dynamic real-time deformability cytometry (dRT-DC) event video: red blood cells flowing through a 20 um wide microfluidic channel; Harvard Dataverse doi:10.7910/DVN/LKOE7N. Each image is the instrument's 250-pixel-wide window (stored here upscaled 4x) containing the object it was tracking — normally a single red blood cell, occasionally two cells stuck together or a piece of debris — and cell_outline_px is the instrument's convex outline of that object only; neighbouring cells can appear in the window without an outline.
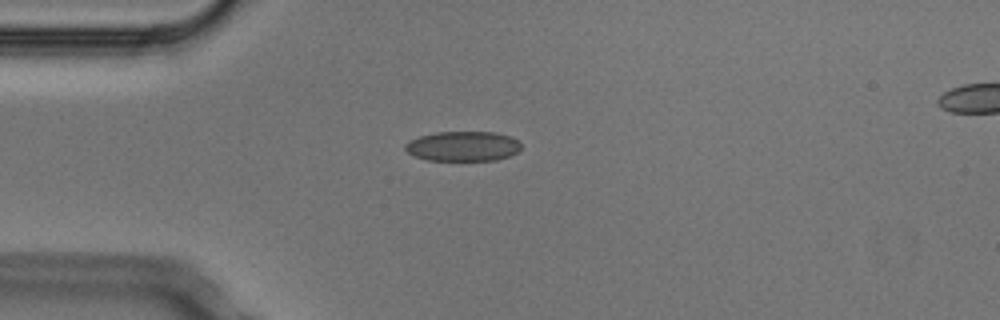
{"species": "Egyptian fruit bat (a non-hibernating species)", "species_latin": "Rousettus aegyptiacus", "temperature_condition": "cold", "stored_images_in_passage": 4, "camera_frame_rate_fps": 3000, "um_per_image_px": 0.085, "animal": {"sex": "male"}, "frame": {"image": 1, "passage_image": 1, "time_ms": 0.0, "image_size_px": [1000, 320], "cell_outline_px": [[520, 148], [516, 152], [508, 156], [496, 160], [428, 160], [416, 156], [408, 152], [404, 148], [404, 144], [420, 136], [436, 132], [496, 132], [512, 136], [520, 144]], "centroid_in_image_um": [39.36, 12.42], "position_along_channel_um": 45.6, "area_um2": 20.0}}
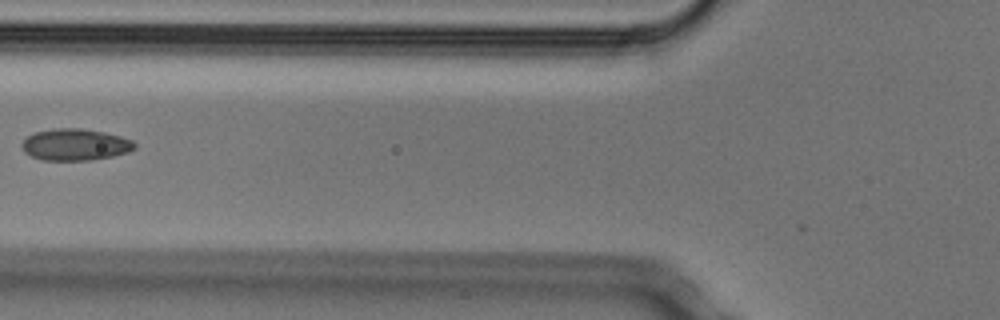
{"frame": {"image": 2, "passage_image": 3, "time_ms": 0.667, "image_size_px": [1000, 320], "cell_outline_px": [[136, 148], [128, 152], [112, 156], [88, 160], [44, 160], [32, 156], [24, 152], [20, 144], [28, 136], [36, 132], [56, 128], [80, 128], [104, 132], [120, 136], [132, 140], [136, 144]], "centroid_in_image_um": [6.4, 12.29], "position_along_channel_um": 119.4, "area_um2": 20.69}}
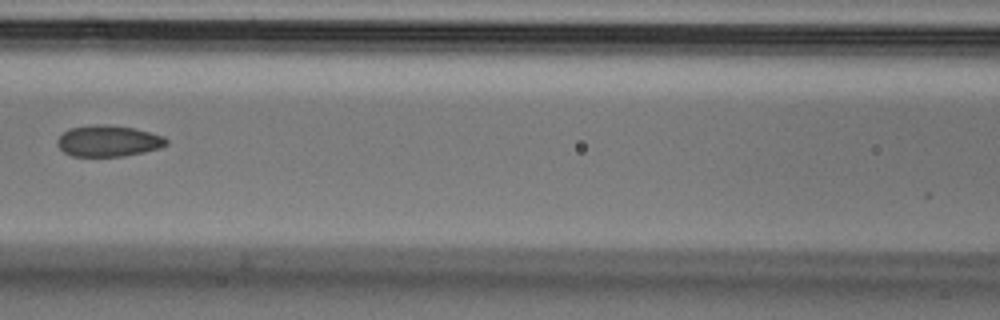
{"frame": {"image": 3, "passage_image": 4, "time_ms": 1.0, "image_size_px": [1000, 320], "cell_outline_px": [[168, 144], [160, 148], [144, 152], [124, 156], [72, 156], [64, 152], [56, 144], [56, 140], [64, 132], [72, 128], [100, 124], [104, 124], [132, 128], [164, 136], [168, 140]], "centroid_in_image_um": [9.22, 11.99], "position_along_channel_um": 157.4, "area_um2": 19.65}}